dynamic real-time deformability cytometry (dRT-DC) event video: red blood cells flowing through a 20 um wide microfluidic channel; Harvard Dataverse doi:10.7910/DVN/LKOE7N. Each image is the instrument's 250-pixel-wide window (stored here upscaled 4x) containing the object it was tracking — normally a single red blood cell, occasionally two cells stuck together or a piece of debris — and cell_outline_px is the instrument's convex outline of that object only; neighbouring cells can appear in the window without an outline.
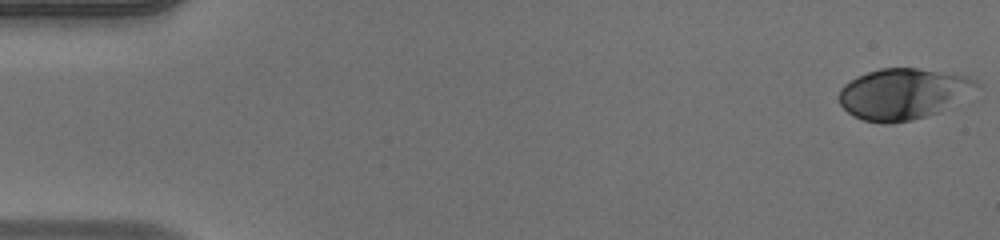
{"species": "human", "species_latin": "Homo sapiens", "temperature_condition": "warm", "stored_images_in_passage": 51, "camera_frame_rate_fps": 3000, "um_per_image_px": 0.085, "donor": {"sex": "male"}, "frame": {"image": 1, "passage_image": 1, "time_ms": 0.0, "image_size_px": [1000, 240], "cell_outline_px": [[980, 84], [940, 112], [912, 120], [892, 124], [880, 124], [864, 120], [852, 116], [840, 104], [836, 96], [840, 88], [844, 84], [856, 76], [880, 68], [916, 68], [964, 76], [976, 80]], "centroid_in_image_um": [76.65, 7.99], "position_along_channel_um": 8.4, "area_um2": 40.58}}
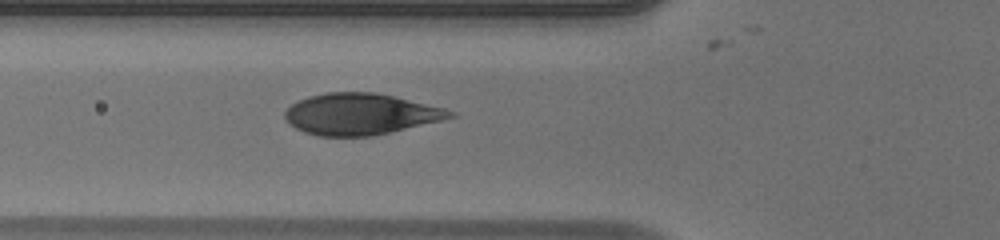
{"frame": {"image": 2, "passage_image": 19, "time_ms": 6.0, "image_size_px": [1000, 240], "cell_outline_px": [[456, 116], [440, 120], [372, 136], [320, 136], [304, 132], [288, 124], [284, 116], [284, 112], [292, 104], [308, 96], [328, 92], [376, 92], [444, 108], [456, 112]], "centroid_in_image_um": [30.6, 9.69], "position_along_channel_um": 95.2, "area_um2": 39.42}}
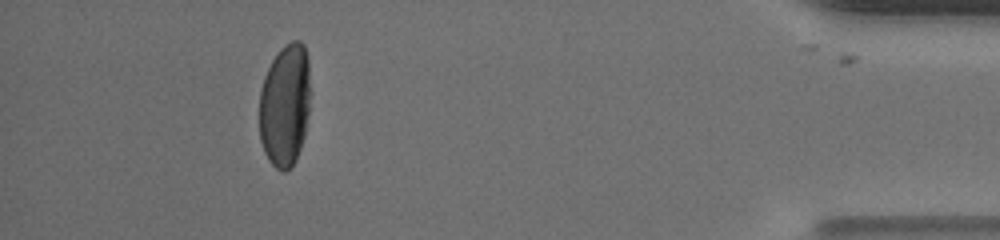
{"frame": {"image": 3, "passage_image": 47, "time_ms": 15.333, "image_size_px": [1000, 240], "cell_outline_px": [[308, 112], [304, 136], [300, 148], [292, 164], [284, 172], [276, 168], [268, 160], [264, 152], [260, 140], [260, 88], [264, 76], [272, 60], [280, 48], [284, 44], [292, 40], [300, 40], [304, 44], [308, 56]], "centroid_in_image_um": [24.2, 8.9], "position_along_channel_um": 411.0, "area_um2": 36.3}, "authors_computed_cell_mechanics": {"area_um2": 39.6508, "velocity_mm_per_s": 3.9921, "shape_relaxation_time_tau1_ms": 3.4208, "shape_relaxation_time_tau2_ms": null, "deformation_change_tau1": 0.1977, "deformation_change_tau2": null}}